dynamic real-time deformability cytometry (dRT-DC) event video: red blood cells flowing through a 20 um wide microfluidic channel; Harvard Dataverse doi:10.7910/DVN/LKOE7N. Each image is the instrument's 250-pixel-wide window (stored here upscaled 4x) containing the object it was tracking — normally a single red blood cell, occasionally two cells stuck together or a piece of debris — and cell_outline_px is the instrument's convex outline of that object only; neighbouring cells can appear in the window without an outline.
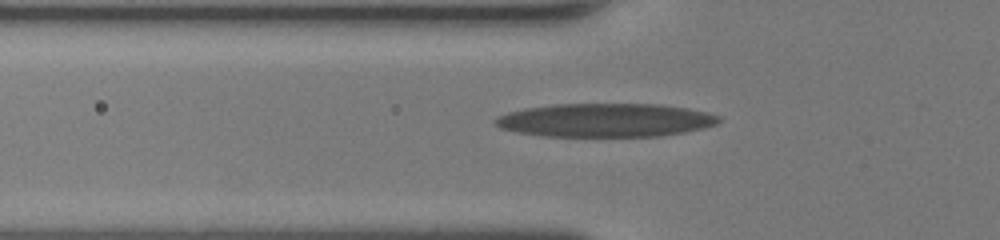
{"species": "human", "species_latin": "Homo sapiens", "temperature_condition": "room temperature", "stored_images_in_passage": 40, "segment_of_instrument_passage": [1, 2], "camera_frame_rate_fps": 3000, "um_per_image_px": 0.085, "donor": {"sex": "female"}, "frame": {"image": 1, "passage_image": 8, "time_ms": 2.333, "image_size_px": [1000, 240], "cell_outline_px": [[720, 120], [716, 124], [704, 128], [684, 132], [660, 136], [540, 136], [516, 132], [500, 128], [492, 124], [492, 120], [496, 116], [508, 112], [524, 108], [556, 104], [660, 104], [688, 108], [708, 112], [720, 116]], "centroid_in_image_um": [51.42, 10.21], "position_along_channel_um": 74.4, "area_um2": 44.04}}
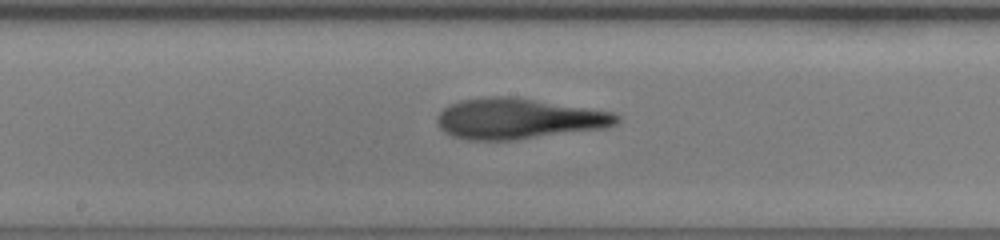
{"frame": {"image": 2, "passage_image": 17, "time_ms": 5.333, "image_size_px": [1000, 240], "cell_outline_px": [[620, 120], [616, 124], [608, 128], [516, 140], [468, 140], [452, 136], [444, 132], [440, 128], [436, 120], [436, 116], [448, 104], [460, 100], [492, 96], [512, 96], [588, 108], [612, 112], [620, 116]], "centroid_in_image_um": [44.06, 10.1], "position_along_channel_um": 204.1, "area_um2": 42.89}}
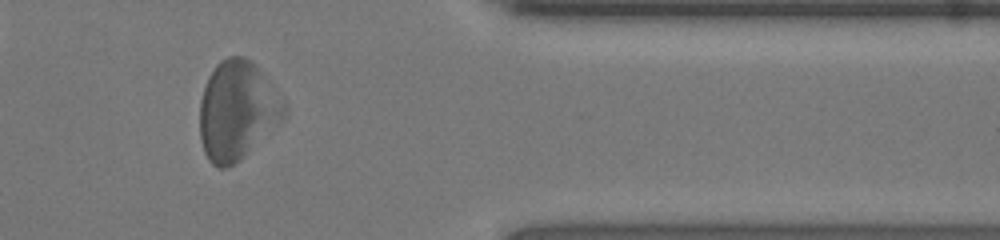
{"frame": {"image": 3, "passage_image": 31, "time_ms": 10.0, "image_size_px": [1000, 240], "cell_outline_px": [[288, 116], [284, 120], [232, 164], [224, 168], [220, 168], [212, 164], [208, 160], [204, 152], [200, 140], [200, 100], [208, 76], [216, 64], [220, 60], [228, 56], [244, 56], [252, 60], [288, 104]], "centroid_in_image_um": [20.18, 9.35], "position_along_channel_um": 391.2, "area_um2": 48.78}}